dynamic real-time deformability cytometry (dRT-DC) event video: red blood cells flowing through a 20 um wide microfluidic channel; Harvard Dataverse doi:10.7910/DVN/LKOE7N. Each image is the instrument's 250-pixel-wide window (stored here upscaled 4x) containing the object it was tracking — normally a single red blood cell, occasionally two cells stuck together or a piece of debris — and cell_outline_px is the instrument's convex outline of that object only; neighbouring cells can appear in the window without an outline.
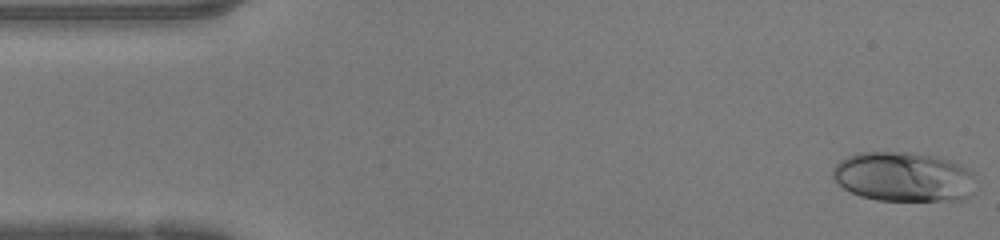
{"species": "human", "species_latin": "Homo sapiens", "temperature_condition": "warm", "stored_images_in_passage": 47, "camera_frame_rate_fps": 3000, "um_per_image_px": 0.085, "donor": {"sex": "female"}, "frame": {"image": 1, "passage_image": 1, "time_ms": 0.0, "image_size_px": [1000, 240], "cell_outline_px": [[972, 176], [968, 196], [960, 200], [876, 200], [860, 196], [844, 188], [832, 176], [832, 168], [840, 160], [848, 156], [860, 152], [908, 152], [936, 156], [948, 160], [968, 168], [972, 172]], "centroid_in_image_um": [76.73, 15.02], "position_along_channel_um": 8.3, "area_um2": 40.92}}
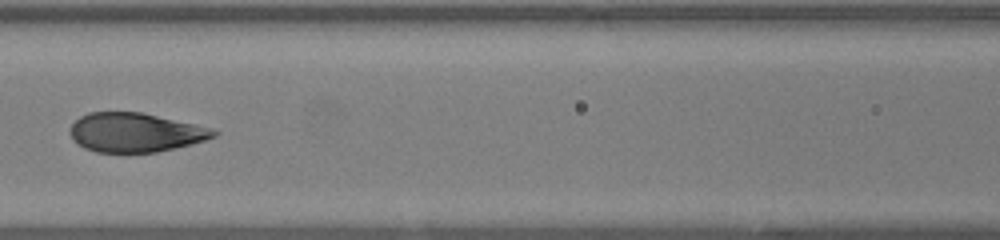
{"frame": {"image": 2, "passage_image": 20, "time_ms": 6.333, "image_size_px": [1000, 240], "cell_outline_px": [[220, 132], [216, 136], [192, 144], [176, 148], [156, 152], [96, 152], [84, 148], [76, 144], [72, 140], [68, 132], [72, 124], [80, 116], [88, 112], [140, 112], [212, 128]], "centroid_in_image_um": [11.46, 11.26], "position_along_channel_um": 155.1, "area_um2": 32.83}}
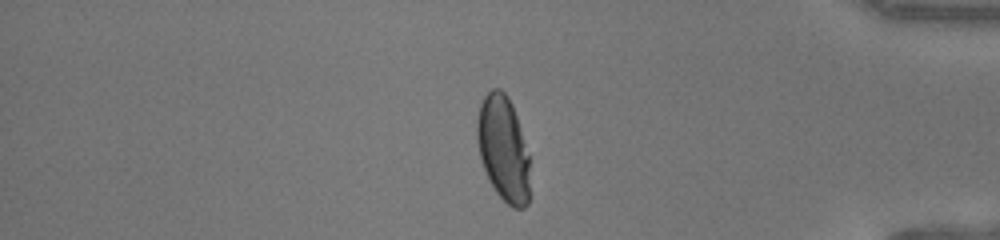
{"frame": {"image": 3, "passage_image": 39, "time_ms": 12.667, "image_size_px": [1000, 240], "cell_outline_px": [[528, 204], [524, 208], [512, 208], [496, 192], [480, 160], [476, 136], [476, 120], [480, 104], [484, 96], [492, 88], [500, 88], [508, 96], [512, 104], [516, 116], [528, 156]], "centroid_in_image_um": [42.74, 12.6], "position_along_channel_um": 392.5, "area_um2": 32.02}, "authors_computed_cell_mechanics": {"area_um2": 34.4488, "velocity_mm_per_s": 4.2547, "shape_relaxation_time_tau1_ms": 7.3919, "shape_relaxation_time_tau2_ms": null, "deformation_change_tau1": 0.2698, "deformation_change_tau2": null}}